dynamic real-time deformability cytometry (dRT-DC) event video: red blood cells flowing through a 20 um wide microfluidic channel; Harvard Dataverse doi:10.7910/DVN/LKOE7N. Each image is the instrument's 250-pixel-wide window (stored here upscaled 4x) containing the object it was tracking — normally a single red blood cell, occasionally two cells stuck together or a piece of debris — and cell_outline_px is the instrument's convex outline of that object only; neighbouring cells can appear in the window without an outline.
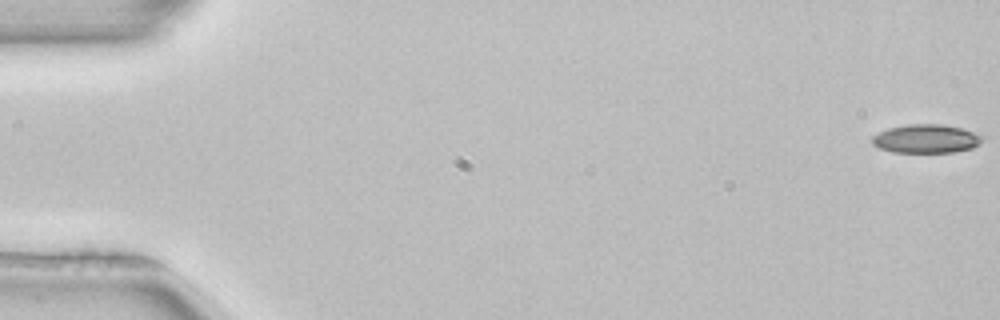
{"species": "common noctule bat (a hibernating species)", "species_latin": "Nyctalus noctula", "temperature_condition": "room temperature", "stored_images_in_passage": 53, "camera_frame_rate_fps": 3000, "um_per_image_px": 0.085, "animal": {"sex": "female", "body_mass_g": 22.7, "forearm_length_mm": 54.2}, "frame": {"image": 1, "passage_image": 1, "time_ms": 0.0, "image_size_px": [1000, 320], "cell_outline_px": [[984, 140], [980, 144], [972, 148], [952, 152], [892, 152], [880, 148], [872, 144], [872, 136], [888, 128], [908, 124], [940, 124], [960, 128], [984, 136]], "centroid_in_image_um": [78.73, 11.79], "position_along_channel_um": 6.3, "area_um2": 18.32}}
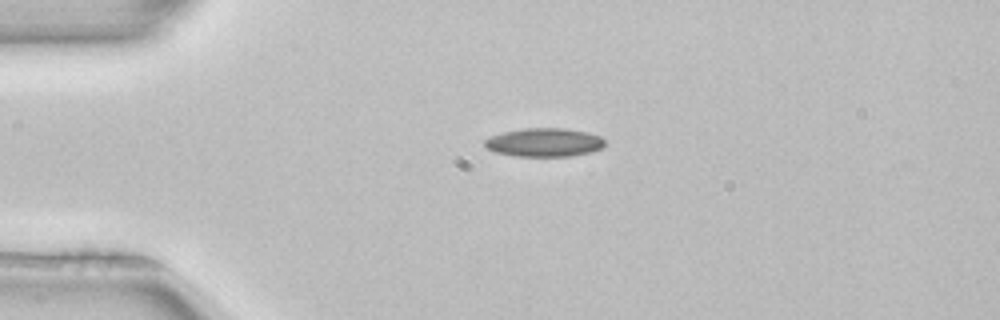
{"frame": {"image": 2, "passage_image": 13, "time_ms": 4.0, "image_size_px": [1000, 320], "cell_outline_px": [[604, 144], [600, 148], [592, 152], [568, 156], [516, 156], [496, 152], [488, 148], [484, 144], [484, 140], [492, 136], [504, 132], [524, 128], [564, 128], [588, 132], [600, 136], [604, 140]], "centroid_in_image_um": [46.28, 12.1], "position_along_channel_um": 38.7, "area_um2": 19.83}}
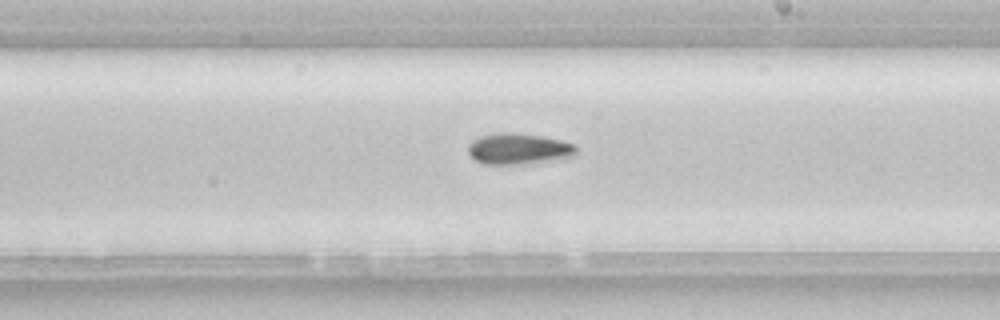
{"frame": {"image": 3, "passage_image": 31, "time_ms": 10.0, "image_size_px": [1000, 320], "cell_outline_px": [[576, 156], [520, 164], [484, 164], [476, 160], [468, 152], [468, 144], [472, 140], [480, 136], [496, 132], [512, 132], [544, 136], [576, 144]], "centroid_in_image_um": [44.07, 12.63], "position_along_channel_um": 244.9, "area_um2": 19.59}}